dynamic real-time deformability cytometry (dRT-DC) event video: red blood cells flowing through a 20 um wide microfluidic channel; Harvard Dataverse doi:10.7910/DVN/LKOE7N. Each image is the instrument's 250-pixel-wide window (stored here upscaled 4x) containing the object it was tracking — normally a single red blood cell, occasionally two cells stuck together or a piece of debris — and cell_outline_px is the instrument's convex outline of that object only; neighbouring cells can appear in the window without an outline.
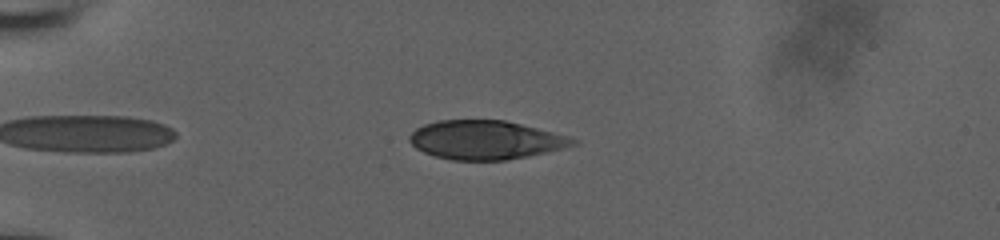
{"species": "human", "species_latin": "Homo sapiens", "temperature_condition": "room temperature", "stored_images_in_passage": 42, "camera_frame_rate_fps": 3000, "um_per_image_px": 0.085, "donor": {"sex": "male"}, "frame": {"image": 1, "passage_image": 7, "time_ms": 2.0, "image_size_px": [1000, 240], "cell_outline_px": [[580, 144], [548, 152], [528, 156], [504, 160], [452, 160], [436, 156], [424, 152], [416, 148], [408, 140], [408, 136], [416, 128], [424, 124], [440, 120], [504, 120], [568, 136], [580, 140]], "centroid_in_image_um": [41.29, 11.9], "position_along_channel_um": 43.7, "area_um2": 36.93}}
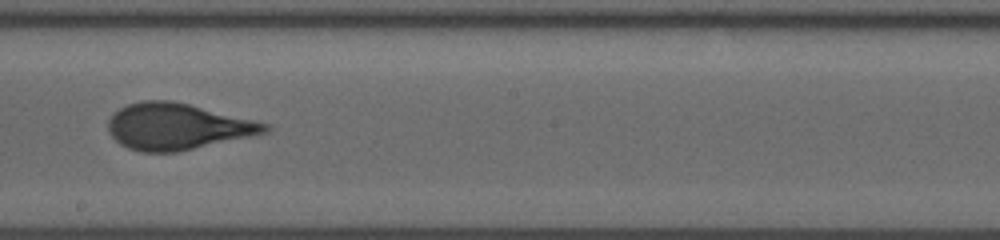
{"frame": {"image": 2, "passage_image": 25, "time_ms": 8.0, "image_size_px": [1000, 240], "cell_outline_px": [[272, 128], [268, 132], [176, 152], [140, 152], [128, 148], [120, 144], [108, 132], [108, 120], [120, 108], [128, 104], [140, 100], [172, 100], [272, 124]], "centroid_in_image_um": [15.07, 10.75], "position_along_channel_um": 233.1, "area_um2": 42.19}}
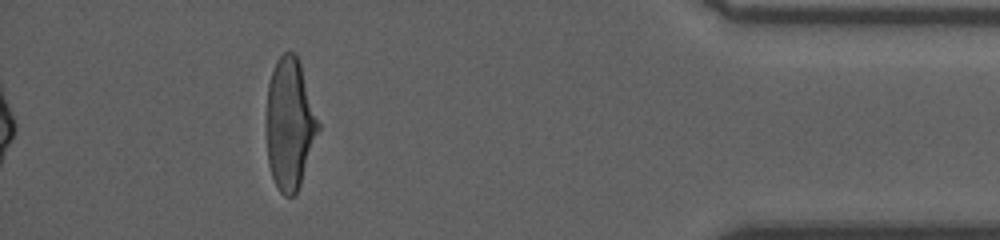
{"frame": {"image": 3, "passage_image": 42, "time_ms": 13.667, "image_size_px": [1000, 240], "cell_outline_px": [[320, 132], [300, 184], [296, 192], [292, 196], [284, 196], [276, 188], [268, 164], [264, 124], [264, 120], [268, 84], [276, 60], [284, 52], [296, 52], [320, 124]], "centroid_in_image_um": [24.6, 10.55], "position_along_channel_um": 410.6, "area_um2": 40.52}, "authors_computed_cell_mechanics": {"area_um2": 41.2981, "velocity_mm_per_s": 3.8949, "shape_relaxation_time_tau1_ms": 4.8762, "shape_relaxation_time_tau2_ms": null, "deformation_change_tau1": 0.1886, "deformation_change_tau2": null}}